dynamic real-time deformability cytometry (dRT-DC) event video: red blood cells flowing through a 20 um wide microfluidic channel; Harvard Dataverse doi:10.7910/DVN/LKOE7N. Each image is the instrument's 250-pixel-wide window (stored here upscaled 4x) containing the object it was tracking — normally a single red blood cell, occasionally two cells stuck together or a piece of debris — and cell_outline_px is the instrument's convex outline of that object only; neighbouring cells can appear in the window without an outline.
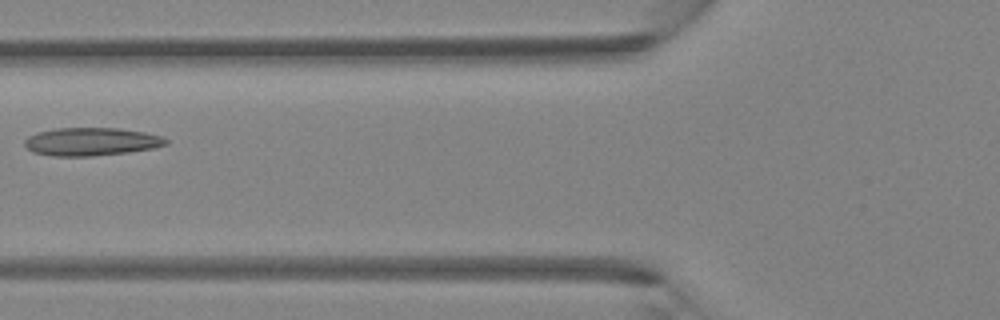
{"species": "Egyptian fruit bat (a non-hibernating species)", "species_latin": "Rousettus aegyptiacus", "temperature_condition": "room temperature", "stored_images_in_passage": 5, "camera_frame_rate_fps": 3000, "um_per_image_px": 0.085, "animal": {"sex": "female"}, "frame": {"image": 1, "passage_image": 5, "time_ms": 1.333, "image_size_px": [1000, 320], "cell_outline_px": [[168, 144], [152, 148], [128, 152], [92, 156], [52, 156], [32, 152], [24, 144], [24, 140], [28, 136], [36, 132], [56, 128], [120, 128], [144, 132], [160, 136], [168, 140]], "centroid_in_image_um": [7.72, 12.04], "position_along_channel_um": 118.1, "area_um2": 23.12}}